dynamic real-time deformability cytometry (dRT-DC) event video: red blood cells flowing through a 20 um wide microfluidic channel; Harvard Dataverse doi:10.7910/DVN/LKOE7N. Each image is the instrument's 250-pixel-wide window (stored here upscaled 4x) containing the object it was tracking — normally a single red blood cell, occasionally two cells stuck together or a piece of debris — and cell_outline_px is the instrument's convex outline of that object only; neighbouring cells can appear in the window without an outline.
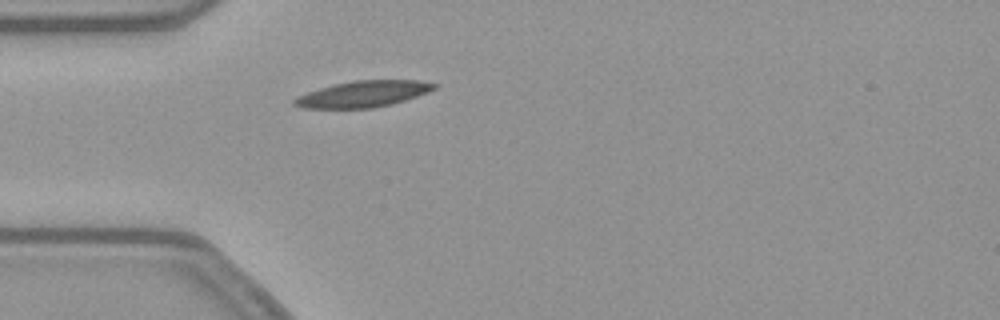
{"species": "common noctule bat (a hibernating species)", "species_latin": "Nyctalus noctula", "temperature_condition": "warm", "stored_images_in_passage": 39, "camera_frame_rate_fps": 3000, "um_per_image_px": 0.085, "animal": {"sex": "female", "body_mass_g": 21.9}, "frame": {"image": 1, "passage_image": 1, "time_ms": 0.0, "image_size_px": [1000, 320], "cell_outline_px": [[440, 84], [436, 88], [428, 92], [392, 104], [372, 108], [304, 108], [292, 104], [292, 100], [296, 96], [332, 84], [352, 80], [416, 80]], "centroid_in_image_um": [30.85, 7.98], "position_along_channel_um": 54.1, "area_um2": 21.44}}
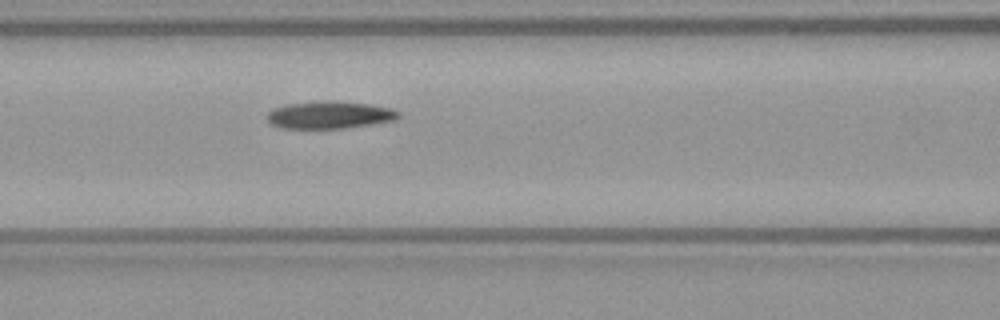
{"frame": {"image": 2, "passage_image": 8, "time_ms": 2.333, "image_size_px": [1000, 320], "cell_outline_px": [[400, 116], [392, 120], [344, 128], [280, 128], [272, 124], [268, 120], [268, 112], [276, 108], [288, 104], [324, 100], [336, 100], [368, 104], [392, 108], [400, 112]], "centroid_in_image_um": [28.02, 9.75], "position_along_channel_um": 138.6, "area_um2": 20.75}}
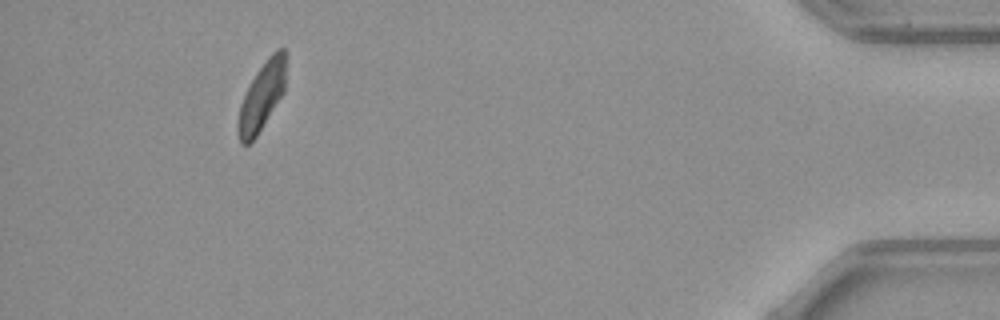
{"frame": {"image": 3, "passage_image": 35, "time_ms": 11.333, "image_size_px": [1000, 320], "cell_outline_px": [[288, 56], [284, 92], [256, 136], [248, 144], [240, 144], [236, 132], [236, 124], [240, 104], [256, 72], [268, 56], [276, 48], [284, 48], [288, 52]], "centroid_in_image_um": [22.28, 8.13], "position_along_channel_um": 412.9, "area_um2": 19.36}, "authors_computed_cell_mechanics": {"area_um2": 20.7502, "velocity_mm_per_s": 3.819, "shape_relaxation_time_tau1_ms": 10.5185, "shape_relaxation_time_tau2_ms": 8.7871, "deformation_change_tau1": 0.2101, "deformation_change_tau2": 0.1636}}